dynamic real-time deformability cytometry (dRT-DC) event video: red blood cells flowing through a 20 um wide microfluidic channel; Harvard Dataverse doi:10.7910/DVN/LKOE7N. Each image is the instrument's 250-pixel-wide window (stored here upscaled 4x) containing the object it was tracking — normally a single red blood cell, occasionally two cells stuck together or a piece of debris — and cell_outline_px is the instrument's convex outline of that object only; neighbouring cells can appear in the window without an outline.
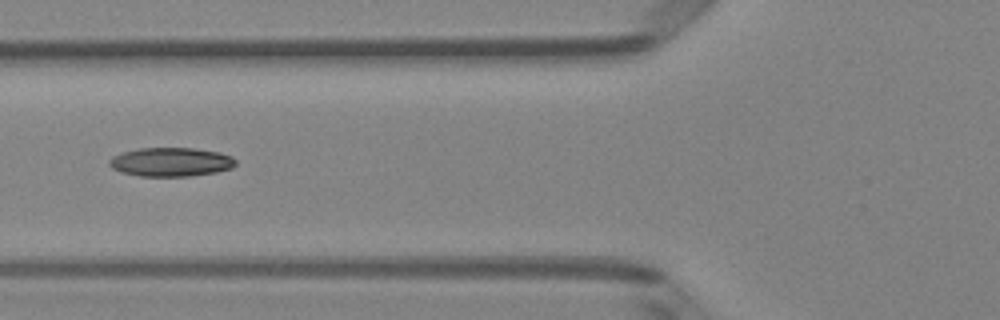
{"species": "Egyptian fruit bat (a non-hibernating species)", "species_latin": "Rousettus aegyptiacus", "temperature_condition": "room temperature", "stored_images_in_passage": 7, "camera_frame_rate_fps": 3000, "um_per_image_px": 0.085, "animal": {"sex": "female"}, "frame": {"image": 1, "passage_image": 6, "time_ms": 1.667, "image_size_px": [1000, 320], "cell_outline_px": [[236, 164], [232, 168], [216, 172], [188, 176], [140, 176], [120, 172], [112, 168], [108, 164], [108, 160], [112, 156], [124, 152], [140, 148], [196, 148], [220, 152], [232, 156], [236, 160]], "centroid_in_image_um": [14.53, 13.76], "position_along_channel_um": 111.3, "area_um2": 21.39}}
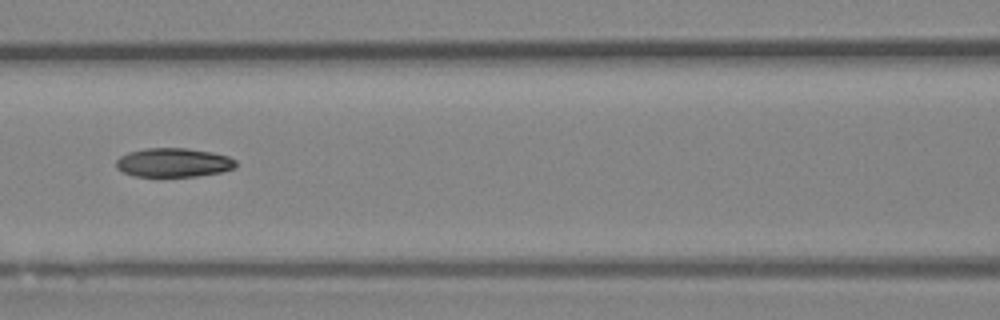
{"frame": {"image": 2, "passage_image": 7, "time_ms": 2.0, "image_size_px": [1000, 320], "cell_outline_px": [[236, 168], [220, 172], [196, 176], [132, 176], [116, 168], [116, 160], [120, 156], [128, 152], [144, 148], [188, 148], [212, 152], [228, 156], [236, 160]], "centroid_in_image_um": [14.74, 13.81], "position_along_channel_um": 151.9, "area_um2": 20.29}}